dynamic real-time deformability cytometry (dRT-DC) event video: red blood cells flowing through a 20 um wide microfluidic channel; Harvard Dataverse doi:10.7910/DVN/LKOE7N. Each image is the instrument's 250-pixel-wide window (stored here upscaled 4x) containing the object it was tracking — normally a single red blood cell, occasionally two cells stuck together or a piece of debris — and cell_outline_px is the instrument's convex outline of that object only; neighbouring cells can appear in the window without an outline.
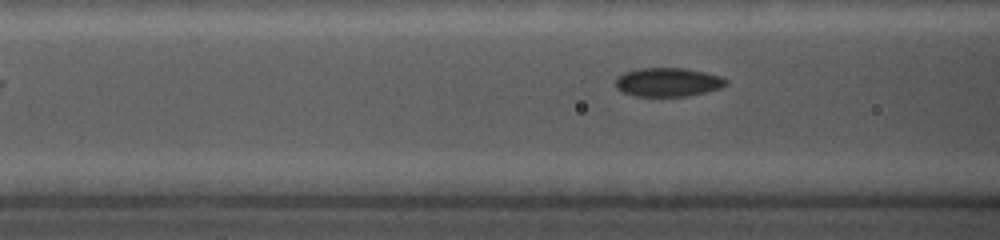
{"species": "common noctule bat (a hibernating species)", "species_latin": "Nyctalus noctula", "temperature_condition": "cold", "stored_images_in_passage": 5, "segment_of_instrument_passage": [2, 2], "camera_frame_rate_fps": 5000, "um_per_image_px": 0.085, "animal": {"sex": "female", "body_mass_g": 19.0, "forearm_length_mm": 56.7}, "frame": {"image": 1, "passage_image": 5, "time_ms": 4.0, "image_size_px": [1000, 240], "cell_outline_px": [[728, 84], [720, 88], [688, 96], [636, 96], [620, 92], [616, 88], [616, 76], [624, 72], [640, 68], [684, 68], [704, 72], [720, 76], [728, 80]], "centroid_in_image_um": [56.74, 6.98], "position_along_channel_um": 109.9, "area_um2": 18.61}}